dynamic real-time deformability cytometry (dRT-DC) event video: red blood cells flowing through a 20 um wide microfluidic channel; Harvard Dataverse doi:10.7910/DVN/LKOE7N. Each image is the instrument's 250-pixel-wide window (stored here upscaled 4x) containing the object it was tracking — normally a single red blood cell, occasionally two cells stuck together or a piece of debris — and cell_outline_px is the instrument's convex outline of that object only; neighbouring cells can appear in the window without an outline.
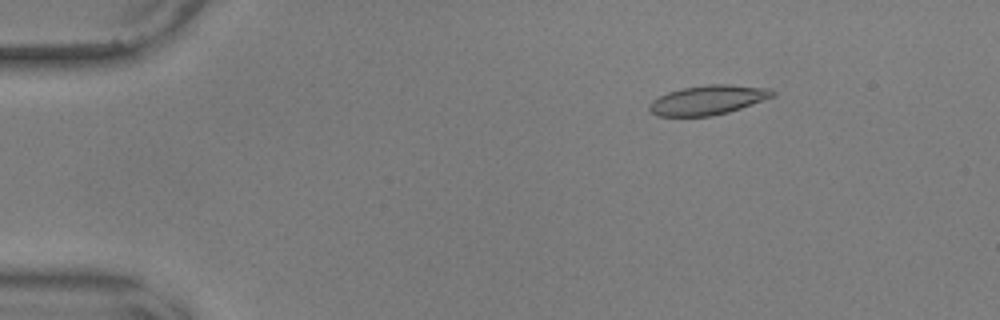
{"species": "common noctule bat (a hibernating species)", "species_latin": "Nyctalus noctula", "temperature_condition": "warm", "stored_images_in_passage": 56, "camera_frame_rate_fps": 3000, "um_per_image_px": 0.085, "animal": {"sex": "male", "body_mass_g": 17.9, "forearm_length_mm": 54.2}, "frame": {"image": 1, "passage_image": 9, "time_ms": 2.667, "image_size_px": [1000, 320], "cell_outline_px": [[776, 96], [728, 112], [712, 116], [656, 116], [648, 108], [648, 104], [652, 100], [668, 92], [684, 88], [708, 84], [732, 84], [772, 88], [776, 92]], "centroid_in_image_um": [60.21, 8.49], "position_along_channel_um": 24.8, "area_um2": 21.27}}
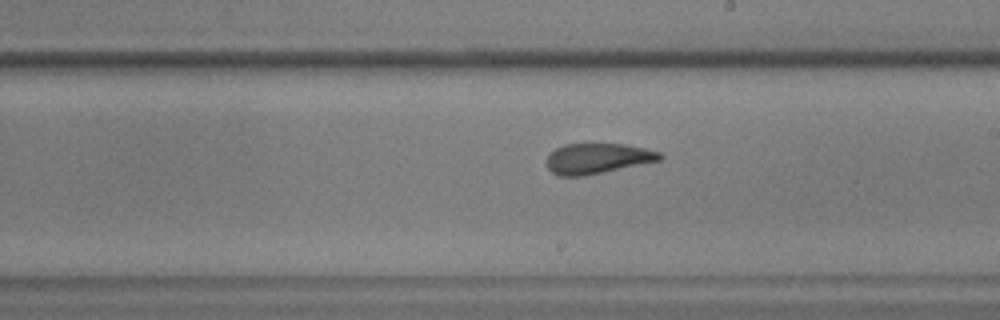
{"frame": {"image": 2, "passage_image": 33, "time_ms": 10.667, "image_size_px": [1000, 320], "cell_outline_px": [[664, 156], [660, 160], [584, 176], [560, 176], [552, 172], [548, 168], [548, 156], [556, 148], [564, 144], [624, 144], [644, 148], [660, 152]], "centroid_in_image_um": [50.79, 13.47], "position_along_channel_um": 238.2, "area_um2": 19.77}}
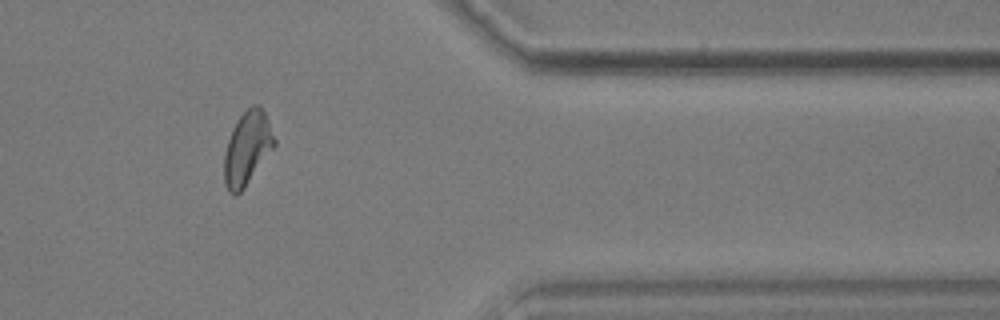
{"frame": {"image": 3, "passage_image": 47, "time_ms": 15.333, "image_size_px": [1000, 320], "cell_outline_px": [[276, 144], [244, 188], [236, 196], [232, 196], [228, 192], [224, 184], [224, 152], [232, 128], [236, 120], [252, 104], [260, 104], [268, 120], [276, 140]], "centroid_in_image_um": [21.0, 12.61], "position_along_channel_um": 390.4, "area_um2": 21.56}, "authors_computed_cell_mechanics": {"area_um2": 21.097, "velocity_mm_per_s": 3.6354, "shape_relaxation_time_tau1_ms": 8.4138, "shape_relaxation_time_tau2_ms": 1.3372, "deformation_change_tau1": 0.192, "deformation_change_tau2": 0.0759}}